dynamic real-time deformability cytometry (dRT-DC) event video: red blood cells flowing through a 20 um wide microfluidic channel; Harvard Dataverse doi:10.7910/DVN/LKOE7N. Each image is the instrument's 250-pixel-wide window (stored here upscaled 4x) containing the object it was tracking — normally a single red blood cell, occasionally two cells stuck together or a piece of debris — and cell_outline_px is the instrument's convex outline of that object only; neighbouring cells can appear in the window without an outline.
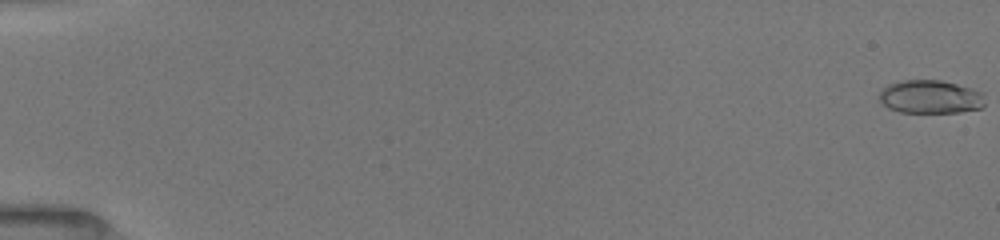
{"species": "common noctule bat (a hibernating species)", "species_latin": "Nyctalus noctula", "temperature_condition": "room temperature", "stored_images_in_passage": 53, "camera_frame_rate_fps": 3000, "um_per_image_px": 0.085, "animal": {"sex": "female", "body_mass_g": 19.5, "forearm_length_mm": 54.1}, "frame": {"image": 1, "passage_image": 1, "time_ms": 0.0, "image_size_px": [1000, 240], "cell_outline_px": [[984, 104], [980, 108], [960, 112], [900, 112], [888, 108], [880, 100], [880, 92], [888, 84], [900, 80], [940, 80], [972, 88], [984, 92]], "centroid_in_image_um": [79.1, 8.22], "position_along_channel_um": 5.9, "area_um2": 20.52}}
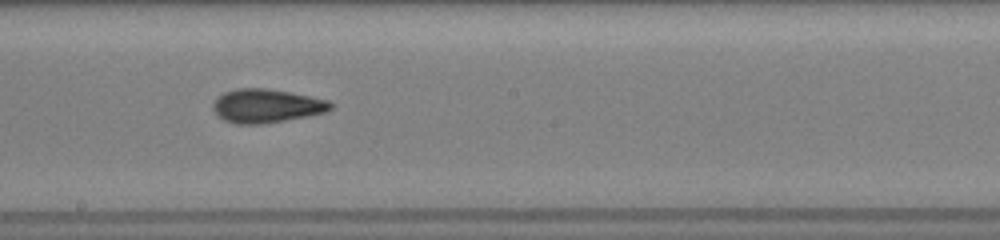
{"frame": {"image": 2, "passage_image": 31, "time_ms": 10.0, "image_size_px": [1000, 240], "cell_outline_px": [[332, 108], [328, 112], [308, 116], [260, 124], [236, 124], [224, 120], [212, 108], [212, 104], [224, 92], [236, 88], [268, 88], [328, 100], [332, 104]], "centroid_in_image_um": [22.66, 9.0], "position_along_channel_um": 225.5, "area_um2": 22.89}}
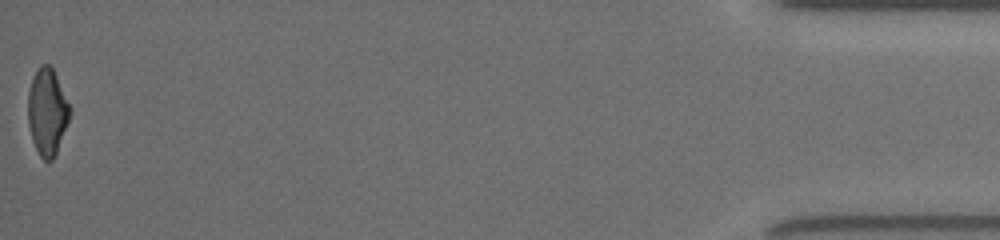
{"frame": {"image": 3, "passage_image": 53, "time_ms": 17.333, "image_size_px": [1000, 240], "cell_outline_px": [[72, 108], [68, 120], [56, 152], [52, 160], [44, 160], [40, 156], [32, 140], [28, 124], [28, 92], [32, 76], [40, 64], [48, 64], [52, 68]], "centroid_in_image_um": [4.0, 9.47], "position_along_channel_um": 431.2, "area_um2": 20.98}, "authors_computed_cell_mechanics": {"area_um2": 21.4438, "velocity_mm_per_s": 3.9973, "shape_relaxation_time_tau1_ms": 4.4559, "shape_relaxation_time_tau2_ms": 1.9137, "deformation_change_tau1": 0.1663, "deformation_change_tau2": 0.0853}}